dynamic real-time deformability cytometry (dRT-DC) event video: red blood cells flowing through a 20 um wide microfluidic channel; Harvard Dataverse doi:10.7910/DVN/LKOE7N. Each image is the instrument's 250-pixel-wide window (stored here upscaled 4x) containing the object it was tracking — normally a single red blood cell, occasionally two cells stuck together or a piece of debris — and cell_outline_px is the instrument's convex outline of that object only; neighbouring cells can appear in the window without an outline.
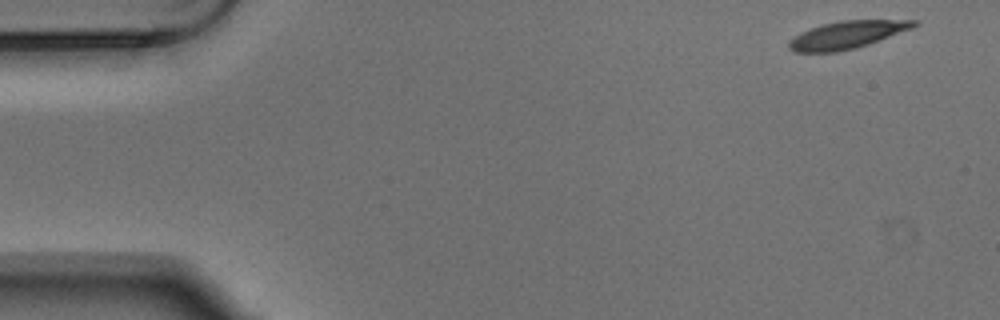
{"species": "Egyptian fruit bat (a non-hibernating species)", "species_latin": "Rousettus aegyptiacus", "temperature_condition": "warm", "stored_images_in_passage": 5, "segment_of_instrument_passage": [1, 2], "camera_frame_rate_fps": 3000, "um_per_image_px": 0.085, "animal": {"sex": "male"}, "frame": {"image": 1, "passage_image": 1, "time_ms": 0.0, "image_size_px": [1000, 320], "cell_outline_px": [[920, 24], [912, 28], [868, 44], [836, 52], [792, 52], [788, 48], [788, 40], [800, 32], [824, 24], [840, 20], [920, 20]], "centroid_in_image_um": [71.98, 2.96], "position_along_channel_um": 13.0, "area_um2": 19.94}}